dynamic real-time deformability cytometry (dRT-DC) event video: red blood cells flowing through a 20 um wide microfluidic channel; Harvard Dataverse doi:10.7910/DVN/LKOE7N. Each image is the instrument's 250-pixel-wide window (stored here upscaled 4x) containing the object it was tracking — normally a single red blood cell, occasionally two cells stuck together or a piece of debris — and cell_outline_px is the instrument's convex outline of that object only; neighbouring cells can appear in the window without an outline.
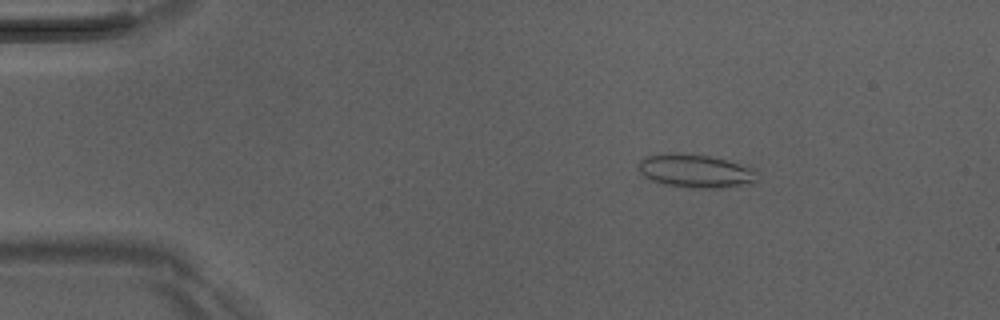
{"species": "Egyptian fruit bat (a non-hibernating species)", "species_latin": "Rousettus aegyptiacus", "temperature_condition": "room temperature", "stored_images_in_passage": 50, "camera_frame_rate_fps": 3000, "um_per_image_px": 0.085, "animal": {"sex": "male"}, "frame": {"image": 1, "passage_image": 8, "time_ms": 2.333, "image_size_px": [1000, 320], "cell_outline_px": [[760, 180], [752, 184], [724, 188], [688, 188], [664, 184], [652, 180], [644, 176], [640, 172], [636, 164], [640, 160], [648, 156], [668, 152], [676, 152], [708, 156], [724, 160], [760, 172]], "centroid_in_image_um": [59.13, 14.55], "position_along_channel_um": 25.9, "area_um2": 23.35}}
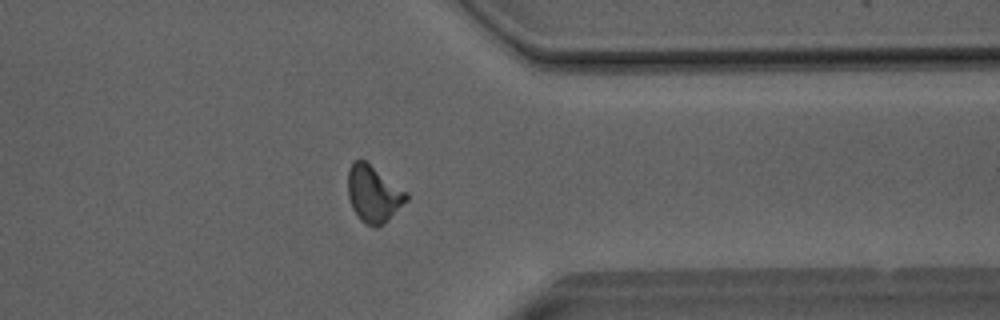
{"frame": {"image": 2, "passage_image": 40, "time_ms": 13.0, "image_size_px": [1000, 320], "cell_outline_px": [[408, 200], [384, 224], [376, 228], [372, 228], [360, 220], [356, 216], [352, 208], [348, 196], [348, 168], [352, 160], [364, 160], [408, 192]], "centroid_in_image_um": [31.74, 16.51], "position_along_channel_um": 379.7, "area_um2": 19.54}}
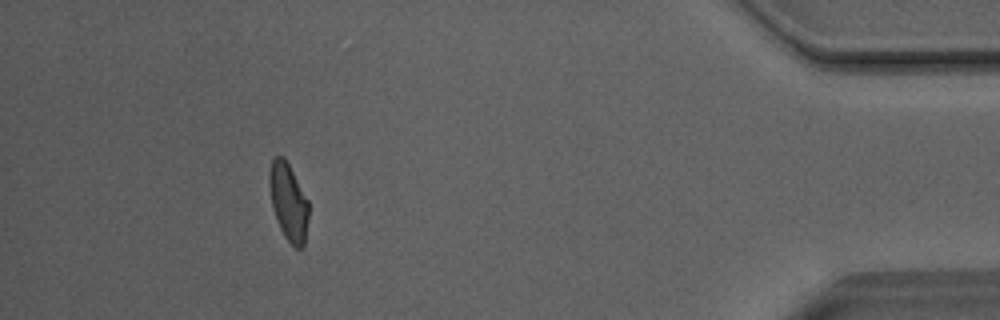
{"frame": {"image": 3, "passage_image": 46, "time_ms": 15.0, "image_size_px": [1000, 320], "cell_outline_px": [[308, 216], [304, 244], [300, 248], [296, 248], [284, 236], [280, 228], [272, 208], [268, 180], [268, 172], [272, 160], [276, 156], [284, 156], [308, 200]], "centroid_in_image_um": [24.49, 17.13], "position_along_channel_um": 410.7, "area_um2": 17.57}, "authors_computed_cell_mechanics": {"area_um2": 19.363, "velocity_mm_per_s": 4.0681, "shape_relaxation_time_tau1_ms": null, "shape_relaxation_time_tau2_ms": 2.2402, "deformation_change_tau1": null, "deformation_change_tau2": 0.0867}}